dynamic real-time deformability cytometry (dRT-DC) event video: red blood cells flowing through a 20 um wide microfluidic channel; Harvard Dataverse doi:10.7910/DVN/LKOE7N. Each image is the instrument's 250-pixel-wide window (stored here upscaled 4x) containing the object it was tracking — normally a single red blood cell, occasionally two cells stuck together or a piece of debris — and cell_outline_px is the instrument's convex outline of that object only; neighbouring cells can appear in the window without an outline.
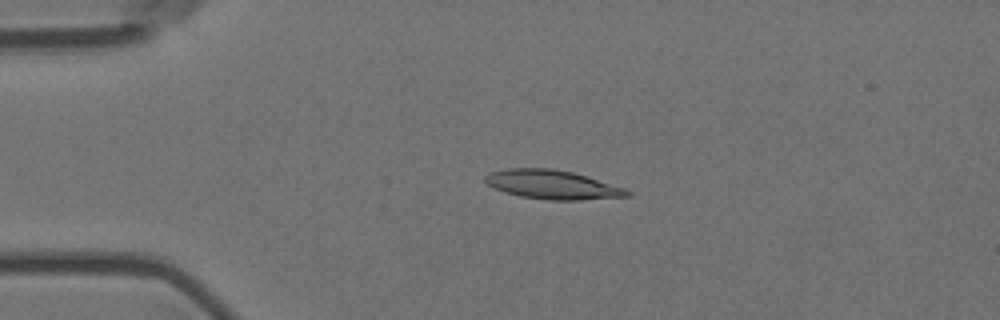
{"species": "Egyptian fruit bat (a non-hibernating species)", "species_latin": "Rousettus aegyptiacus", "temperature_condition": "room temperature", "stored_images_in_passage": 4, "camera_frame_rate_fps": 3000, "um_per_image_px": 0.085, "animal": {"sex": "female"}, "frame": {"image": 1, "passage_image": 3, "time_ms": 0.667, "image_size_px": [1000, 320], "cell_outline_px": [[632, 196], [580, 200], [548, 200], [520, 196], [504, 192], [488, 184], [484, 180], [484, 176], [492, 172], [508, 168], [548, 168], [572, 172], [624, 188], [632, 192]], "centroid_in_image_um": [46.95, 15.7], "position_along_channel_um": 38.0, "area_um2": 23.76}}